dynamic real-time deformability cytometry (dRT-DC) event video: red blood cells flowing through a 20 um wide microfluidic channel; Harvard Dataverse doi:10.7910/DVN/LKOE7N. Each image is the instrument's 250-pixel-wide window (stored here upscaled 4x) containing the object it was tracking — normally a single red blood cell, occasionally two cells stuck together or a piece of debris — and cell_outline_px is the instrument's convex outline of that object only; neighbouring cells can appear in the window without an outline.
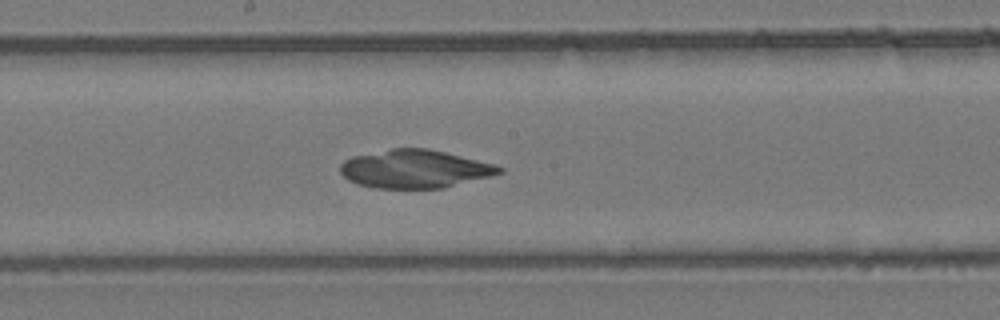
{"species": "common noctule bat (a hibernating species)", "species_latin": "Nyctalus noctula", "temperature_condition": "room temperature", "stored_images_in_passage": 49, "camera_frame_rate_fps": 3000, "um_per_image_px": 0.085, "animal": {"sex": "female", "body_mass_g": 24.6, "forearm_length_mm": 56.2}, "frame": {"image": 1, "passage_image": 27, "time_ms": 8.667, "image_size_px": [1000, 320], "cell_outline_px": [[504, 172], [492, 176], [444, 188], [376, 188], [356, 184], [348, 180], [340, 172], [340, 164], [344, 160], [352, 156], [392, 148], [428, 148], [496, 164], [504, 168]], "centroid_in_image_um": [35.27, 14.36], "position_along_channel_um": 212.9, "area_um2": 35.66}}
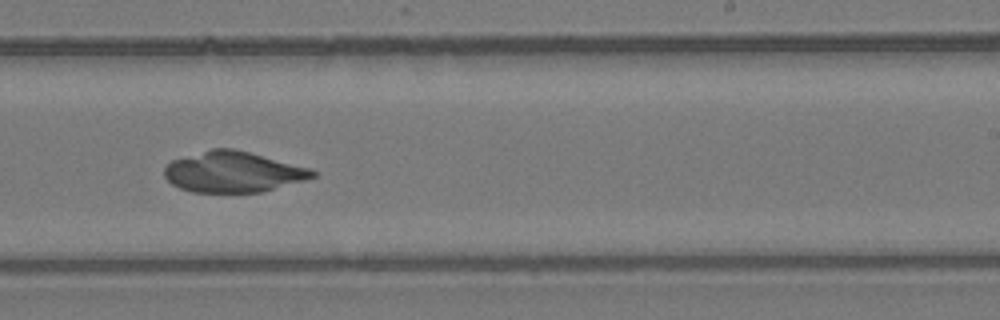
{"frame": {"image": 2, "passage_image": 31, "time_ms": 10.0, "image_size_px": [1000, 320], "cell_outline_px": [[316, 176], [304, 180], [260, 192], [192, 192], [180, 188], [172, 184], [164, 176], [164, 168], [172, 160], [212, 148], [232, 148], [248, 152], [308, 168], [316, 172]], "centroid_in_image_um": [19.76, 14.62], "position_along_channel_um": 269.2, "area_um2": 34.62}}
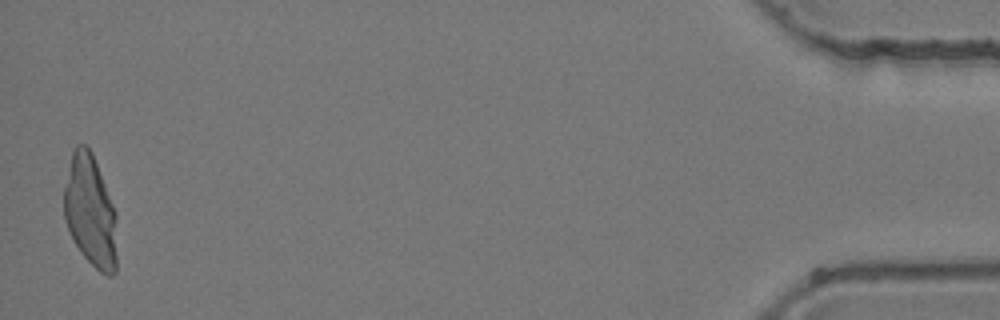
{"frame": {"image": 3, "passage_image": 49, "time_ms": 16.0, "image_size_px": [1000, 320], "cell_outline_px": [[116, 272], [112, 276], [108, 276], [100, 272], [80, 252], [64, 220], [64, 188], [72, 152], [76, 144], [84, 144], [92, 152], [116, 212]], "centroid_in_image_um": [7.68, 17.96], "position_along_channel_um": 427.5, "area_um2": 34.33}}